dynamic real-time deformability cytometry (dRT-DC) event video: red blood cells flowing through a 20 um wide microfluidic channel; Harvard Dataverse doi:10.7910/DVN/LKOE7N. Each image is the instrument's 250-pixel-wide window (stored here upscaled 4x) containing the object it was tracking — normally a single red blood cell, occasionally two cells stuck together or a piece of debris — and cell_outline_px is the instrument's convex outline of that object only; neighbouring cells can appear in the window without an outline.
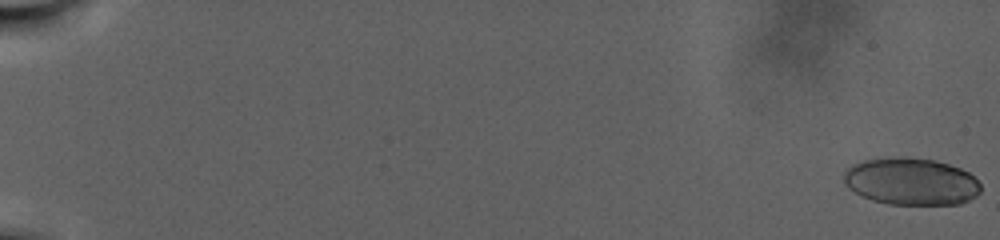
{"species": "human", "species_latin": "Homo sapiens", "temperature_condition": "warm", "stored_images_in_passage": 90, "camera_frame_rate_fps": 3000, "um_per_image_px": 0.085, "donor": {"sex": "male"}, "frame": {"image": 1, "passage_image": 1, "time_ms": 0.0, "image_size_px": [1000, 240], "cell_outline_px": [[980, 192], [976, 196], [960, 204], [888, 204], [872, 200], [848, 188], [844, 184], [844, 172], [852, 164], [864, 160], [904, 156], [908, 156], [932, 160], [948, 164], [960, 168], [968, 172], [980, 184]], "centroid_in_image_um": [77.43, 15.42], "position_along_channel_um": 7.6, "area_um2": 37.51}}
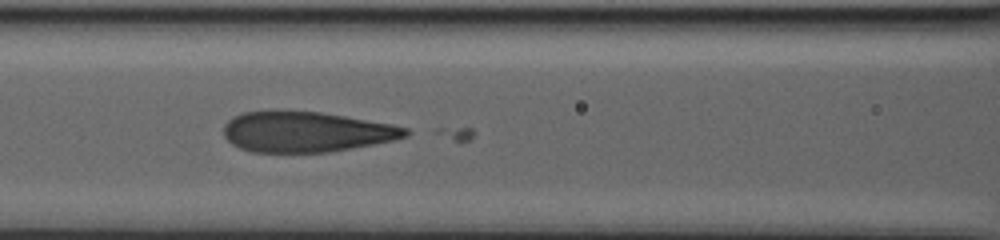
{"frame": {"image": 2, "passage_image": 53, "time_ms": 17.333, "image_size_px": [1000, 240], "cell_outline_px": [[416, 132], [408, 136], [392, 140], [352, 148], [328, 152], [252, 152], [240, 148], [232, 144], [224, 136], [224, 124], [232, 116], [244, 112], [276, 108], [320, 112], [392, 124], [408, 128]], "centroid_in_image_um": [26.0, 11.17], "position_along_channel_um": 140.6, "area_um2": 43.64}}
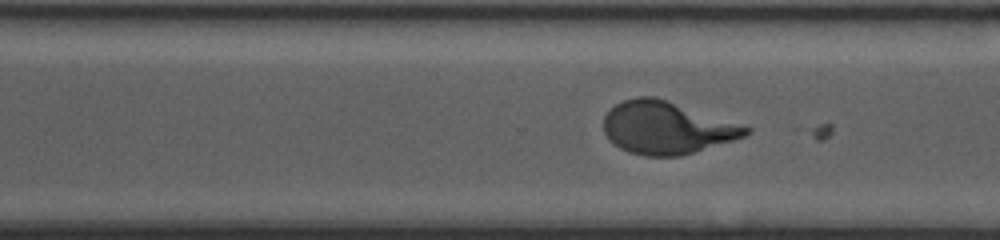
{"frame": {"image": 3, "passage_image": 78, "time_ms": 25.667, "image_size_px": [1000, 240], "cell_outline_px": [[752, 132], [744, 136], [732, 140], [680, 156], [644, 156], [628, 152], [620, 148], [608, 140], [604, 132], [604, 116], [616, 104], [624, 100], [636, 96], [652, 96], [752, 128]], "centroid_in_image_um": [56.61, 10.87], "position_along_channel_um": 314.0, "area_um2": 42.83}, "authors_computed_cell_mechanics": {"area_um2": 43.1766, "velocity_mm_per_s": 2.0874, "shape_relaxation_time_tau1_ms": 7.6719, "shape_relaxation_time_tau2_ms": null, "deformation_change_tau1": 0.2994, "deformation_change_tau2": null}}